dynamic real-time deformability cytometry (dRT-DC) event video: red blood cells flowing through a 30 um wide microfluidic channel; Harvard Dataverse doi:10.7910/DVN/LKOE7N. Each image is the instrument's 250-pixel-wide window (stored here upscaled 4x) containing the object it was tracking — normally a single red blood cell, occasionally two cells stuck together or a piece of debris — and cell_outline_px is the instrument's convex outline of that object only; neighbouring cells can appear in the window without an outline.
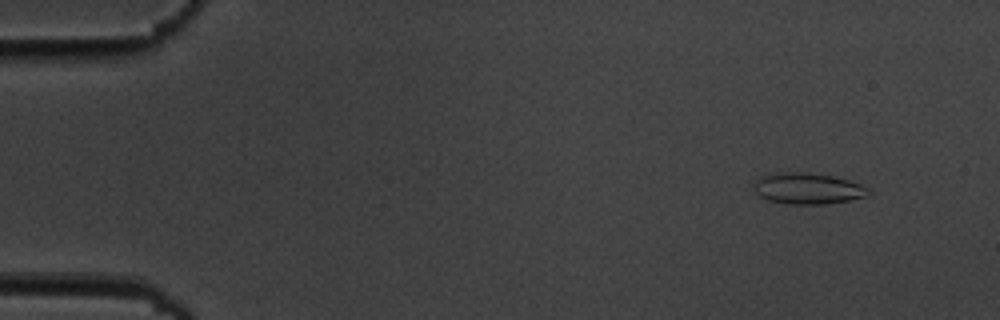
{"species": "common noctule bat (a hibernating species)", "species_latin": "Nyctalus noctula", "temperature_condition": "cold", "stored_images_in_passage": 6, "camera_frame_rate_fps": 3000, "um_per_image_px": 0.085, "animal": {"sex": "male", "body_mass_g": 19.5, "forearm_length_mm": 54.6}, "frame": {"image": 1, "passage_image": 2, "time_ms": 1.0, "image_size_px": [1000, 320], "cell_outline_px": [[872, 192], [868, 196], [828, 204], [788, 204], [768, 200], [760, 196], [752, 188], [756, 180], [764, 176], [788, 172], [808, 172], [832, 176], [848, 180], [860, 184], [868, 188]], "centroid_in_image_um": [68.69, 16.03], "position_along_channel_um": 16.3, "area_um2": 20.69}}
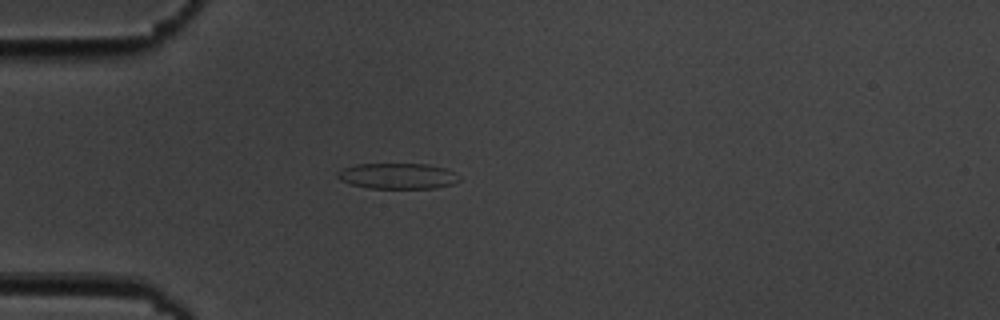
{"frame": {"image": 2, "passage_image": 5, "time_ms": 4.667, "image_size_px": [1000, 320], "cell_outline_px": [[460, 180], [452, 184], [436, 188], [372, 188], [352, 184], [340, 180], [336, 176], [336, 172], [344, 168], [356, 164], [424, 164], [444, 168], [456, 172]], "centroid_in_image_um": [33.8, 14.96], "position_along_channel_um": 51.2, "area_um2": 18.15}}